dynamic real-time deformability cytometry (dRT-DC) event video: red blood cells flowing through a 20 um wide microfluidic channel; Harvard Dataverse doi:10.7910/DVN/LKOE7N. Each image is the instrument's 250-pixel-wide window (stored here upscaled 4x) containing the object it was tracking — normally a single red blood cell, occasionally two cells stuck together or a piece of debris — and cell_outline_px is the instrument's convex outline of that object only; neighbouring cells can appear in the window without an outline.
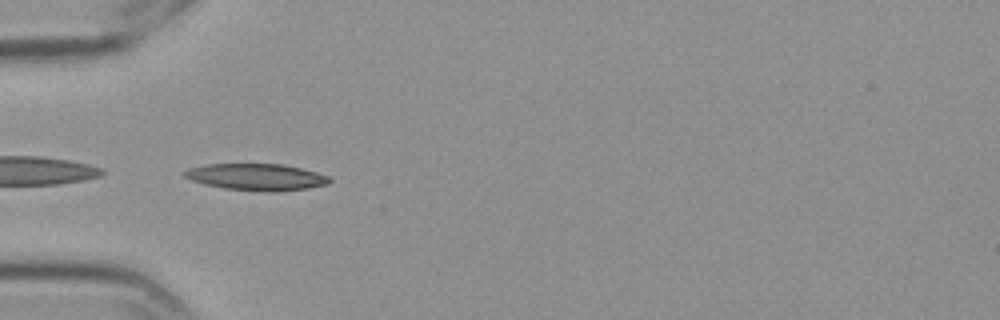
{"species": "Egyptian fruit bat (a non-hibernating species)", "species_latin": "Rousettus aegyptiacus", "temperature_condition": "cold", "stored_images_in_passage": 14, "camera_frame_rate_fps": 3000, "um_per_image_px": 0.085, "frame": {"image": 1, "passage_image": 4, "time_ms": 1.0, "image_size_px": [1000, 320], "cell_outline_px": [[332, 180], [328, 184], [308, 188], [268, 192], [224, 188], [204, 184], [192, 180], [184, 176], [180, 172], [188, 168], [204, 164], [284, 164], [316, 172], [328, 176]], "centroid_in_image_um": [21.76, 15.04], "position_along_channel_um": 63.2, "area_um2": 22.54}}
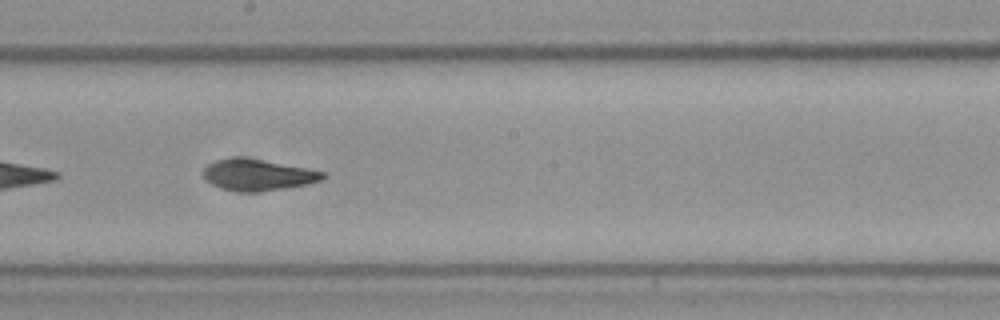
{"frame": {"image": 2, "passage_image": 8, "time_ms": 2.333, "image_size_px": [1000, 320], "cell_outline_px": [[328, 176], [324, 180], [308, 184], [288, 188], [260, 192], [240, 192], [220, 188], [204, 180], [204, 168], [208, 164], [216, 160], [236, 156], [308, 168], [324, 172]], "centroid_in_image_um": [21.94, 14.88], "position_along_channel_um": 226.3, "area_um2": 22.02}}
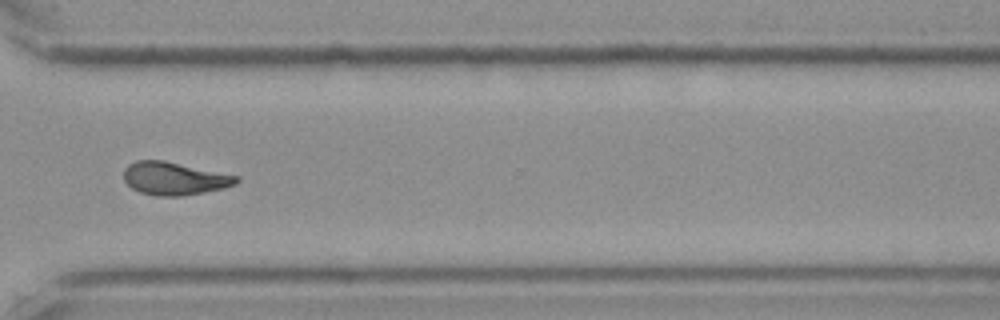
{"frame": {"image": 3, "passage_image": 11, "time_ms": 3.333, "image_size_px": [1000, 320], "cell_outline_px": [[240, 180], [236, 184], [224, 188], [204, 192], [180, 196], [160, 196], [140, 192], [132, 188], [124, 180], [124, 168], [128, 164], [136, 160], [164, 160], [240, 176]], "centroid_in_image_um": [14.83, 15.16], "position_along_channel_um": 355.8, "area_um2": 21.68}}